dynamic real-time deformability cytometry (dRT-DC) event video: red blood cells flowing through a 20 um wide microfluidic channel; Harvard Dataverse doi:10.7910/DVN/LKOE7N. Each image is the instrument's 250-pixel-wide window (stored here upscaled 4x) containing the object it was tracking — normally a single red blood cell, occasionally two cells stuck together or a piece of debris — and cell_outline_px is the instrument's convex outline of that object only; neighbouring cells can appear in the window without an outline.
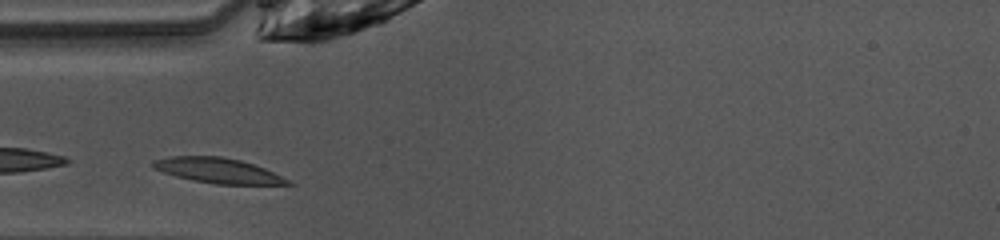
{"species": "common noctule bat (a hibernating species)", "species_latin": "Nyctalus noctula", "temperature_condition": "warm", "stored_images_in_passage": 25, "camera_frame_rate_fps": 3000, "um_per_image_px": 0.085, "animal": {"sex": "female", "body_mass_g": 10.0, "forearm_length_mm": 53.1}, "frame": {"image": 1, "passage_image": 1, "time_ms": 0.0, "image_size_px": [1000, 240], "cell_outline_px": [[296, 184], [216, 184], [192, 180], [176, 176], [152, 168], [148, 164], [152, 160], [168, 156], [220, 156], [240, 160], [264, 168]], "centroid_in_image_um": [18.42, 14.48], "position_along_channel_um": 66.6, "area_um2": 19.59}}
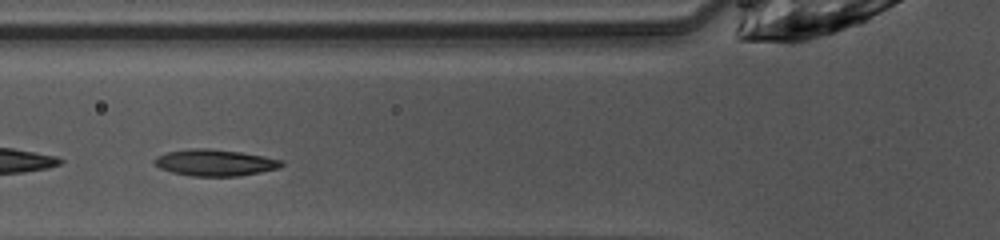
{"frame": {"image": 2, "passage_image": 4, "time_ms": 1.0, "image_size_px": [1000, 240], "cell_outline_px": [[284, 164], [280, 168], [240, 176], [192, 176], [172, 172], [160, 168], [152, 160], [156, 156], [168, 152], [192, 148], [208, 148], [240, 152], [264, 156], [284, 160]], "centroid_in_image_um": [18.3, 13.82], "position_along_channel_um": 107.5, "area_um2": 19.65}}